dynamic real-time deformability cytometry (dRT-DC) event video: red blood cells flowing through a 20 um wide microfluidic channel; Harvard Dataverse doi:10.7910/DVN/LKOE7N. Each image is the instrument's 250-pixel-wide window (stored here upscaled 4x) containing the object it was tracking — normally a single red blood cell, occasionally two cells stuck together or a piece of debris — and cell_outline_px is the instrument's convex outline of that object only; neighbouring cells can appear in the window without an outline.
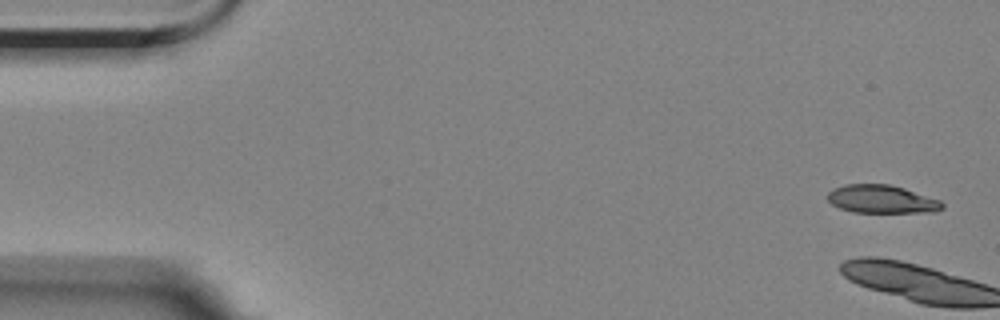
{"species": "Egyptian fruit bat (a non-hibernating species)", "species_latin": "Rousettus aegyptiacus", "temperature_condition": "room temperature", "stored_images_in_passage": 10, "camera_frame_rate_fps": 3000, "um_per_image_px": 0.085, "animal": {"sex": "female"}, "frame": {"image": 1, "passage_image": 1, "time_ms": 0.0, "image_size_px": [1000, 320], "cell_outline_px": [[944, 208], [932, 212], [852, 212], [840, 208], [832, 204], [828, 200], [828, 192], [832, 188], [844, 184], [888, 184], [904, 188], [940, 200], [944, 204]], "centroid_in_image_um": [74.93, 16.92], "position_along_channel_um": 10.1, "area_um2": 18.79}}
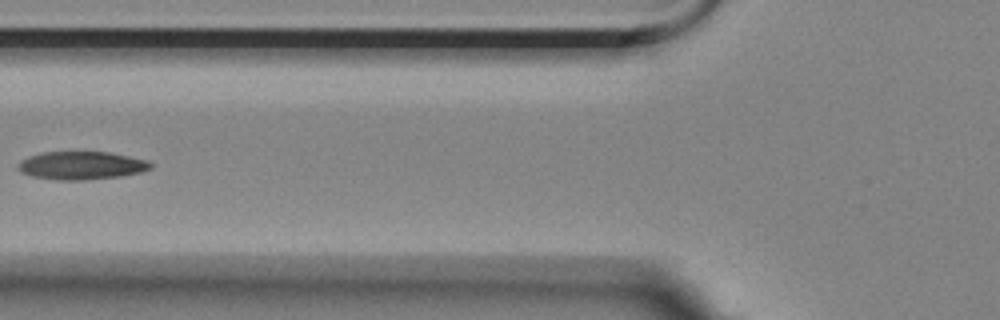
{"frame": {"image": 2, "passage_image": 7, "time_ms": 10.667, "image_size_px": [1000, 320], "cell_outline_px": [[152, 168], [140, 172], [120, 176], [84, 180], [56, 180], [32, 176], [20, 172], [16, 168], [16, 164], [20, 160], [28, 156], [40, 152], [76, 148], [108, 152], [148, 160], [152, 164]], "centroid_in_image_um": [6.84, 14.01], "position_along_channel_um": 119.0, "area_um2": 22.83}}
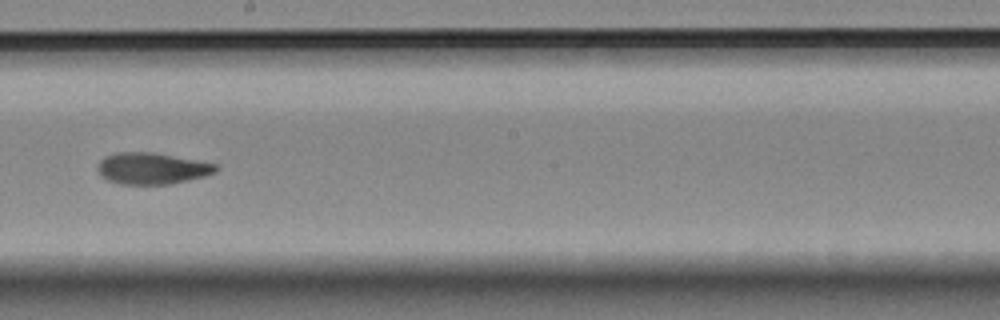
{"frame": {"image": 3, "passage_image": 10, "time_ms": 14.0, "image_size_px": [1000, 320], "cell_outline_px": [[220, 168], [216, 172], [204, 176], [172, 184], [120, 184], [108, 180], [100, 176], [96, 168], [96, 164], [104, 156], [116, 152], [152, 152], [220, 164]], "centroid_in_image_um": [12.91, 14.31], "position_along_channel_um": 235.3, "area_um2": 22.02}}